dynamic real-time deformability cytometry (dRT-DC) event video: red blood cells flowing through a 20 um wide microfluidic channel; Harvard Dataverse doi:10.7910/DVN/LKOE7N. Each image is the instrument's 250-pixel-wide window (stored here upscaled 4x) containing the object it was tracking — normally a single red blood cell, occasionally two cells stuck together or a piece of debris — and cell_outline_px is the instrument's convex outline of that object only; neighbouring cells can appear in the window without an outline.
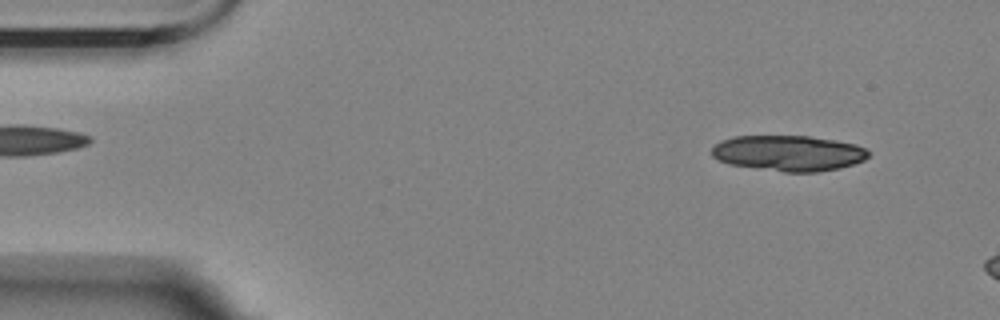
{"species": "Egyptian fruit bat (a non-hibernating species)", "species_latin": "Rousettus aegyptiacus", "temperature_condition": "room temperature", "stored_images_in_passage": 10, "camera_frame_rate_fps": 3000, "um_per_image_px": 0.085, "animal": {"sex": "female"}, "frame": {"image": 1, "passage_image": 4, "time_ms": 1.0, "image_size_px": [1000, 320], "cell_outline_px": [[872, 152], [864, 160], [840, 168], [816, 172], [784, 172], [728, 164], [712, 156], [712, 148], [720, 140], [732, 136], [808, 136], [836, 140], [856, 144], [868, 148]], "centroid_in_image_um": [67.05, 13.01], "position_along_channel_um": 17.9, "area_um2": 32.77}}